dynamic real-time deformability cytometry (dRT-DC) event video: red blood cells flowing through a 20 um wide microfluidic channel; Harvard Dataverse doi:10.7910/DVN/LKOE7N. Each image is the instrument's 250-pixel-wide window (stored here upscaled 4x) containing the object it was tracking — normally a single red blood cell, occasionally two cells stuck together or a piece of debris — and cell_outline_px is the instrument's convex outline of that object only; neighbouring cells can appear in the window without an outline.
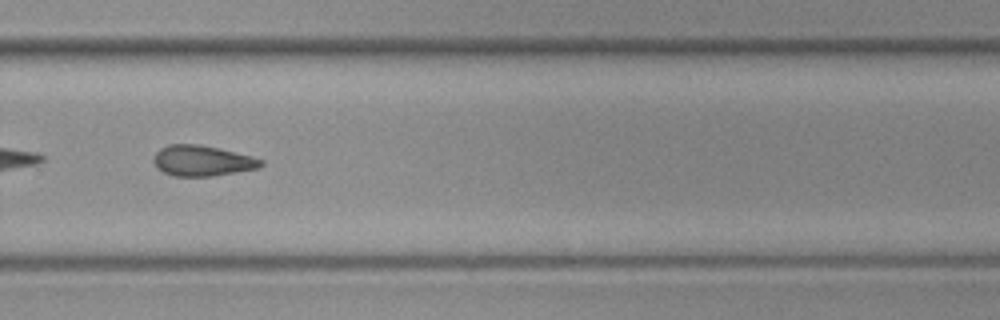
{"species": "common noctule bat (a hibernating species)", "species_latin": "Nyctalus noctula", "temperature_condition": "cold", "stored_images_in_passage": 34, "camera_frame_rate_fps": 3000, "um_per_image_px": 0.085, "animal": {"sex": "female", "body_mass_g": 19.3, "forearm_length_mm": 54.1}, "frame": {"image": 1, "passage_image": 20, "time_ms": 6.333, "image_size_px": [1000, 320], "cell_outline_px": [[264, 164], [260, 168], [212, 176], [172, 176], [156, 168], [152, 160], [156, 152], [160, 148], [168, 144], [196, 144], [220, 148], [264, 160]], "centroid_in_image_um": [17.17, 13.66], "position_along_channel_um": 312.6, "area_um2": 19.25}}